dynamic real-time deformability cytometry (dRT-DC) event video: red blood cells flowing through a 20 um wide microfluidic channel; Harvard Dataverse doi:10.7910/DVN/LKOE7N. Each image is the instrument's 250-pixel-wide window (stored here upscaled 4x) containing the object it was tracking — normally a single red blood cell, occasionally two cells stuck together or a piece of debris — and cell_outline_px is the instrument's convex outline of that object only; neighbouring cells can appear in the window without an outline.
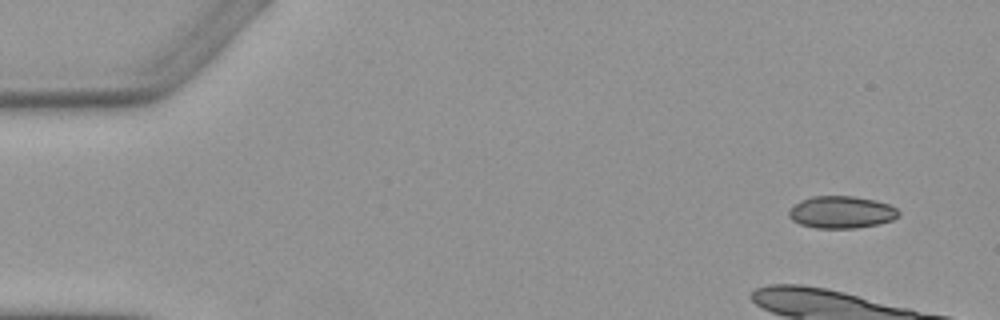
{"species": "Egyptian fruit bat (a non-hibernating species)", "species_latin": "Rousettus aegyptiacus", "temperature_condition": "warm", "stored_images_in_passage": 4, "camera_frame_rate_fps": 3000, "um_per_image_px": 0.085, "animal": {"sex": "female"}, "frame": {"image": 1, "passage_image": 1, "time_ms": 0.0, "image_size_px": [1000, 320], "cell_outline_px": [[900, 216], [892, 220], [880, 224], [856, 228], [816, 228], [800, 224], [792, 220], [788, 216], [788, 212], [800, 200], [812, 196], [852, 196], [876, 200], [888, 204], [896, 208], [900, 212]], "centroid_in_image_um": [71.54, 18.04], "position_along_channel_um": 13.5, "area_um2": 20.69}}